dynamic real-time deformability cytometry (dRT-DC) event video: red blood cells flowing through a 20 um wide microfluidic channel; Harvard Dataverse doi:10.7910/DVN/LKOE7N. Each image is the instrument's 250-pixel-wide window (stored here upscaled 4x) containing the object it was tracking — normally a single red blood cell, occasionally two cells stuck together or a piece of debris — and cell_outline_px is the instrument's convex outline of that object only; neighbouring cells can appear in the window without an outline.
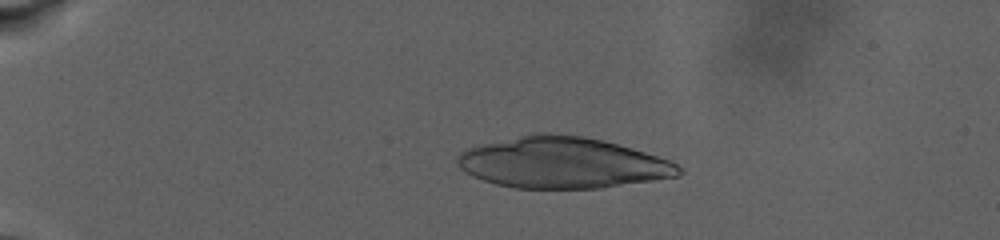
{"species": "human", "species_latin": "Homo sapiens", "temperature_condition": "warm", "stored_images_in_passage": 60, "camera_frame_rate_fps": 3000, "um_per_image_px": 0.085, "donor": {"sex": "male"}, "frame": {"image": 1, "passage_image": 10, "time_ms": 3.333, "image_size_px": [1000, 240], "cell_outline_px": [[684, 172], [680, 176], [600, 188], [516, 188], [496, 184], [472, 176], [460, 168], [456, 160], [456, 156], [460, 152], [468, 148], [480, 144], [528, 132], [560, 132], [584, 136], [604, 140], [632, 148], [668, 160], [684, 168]], "centroid_in_image_um": [47.78, 13.8], "position_along_channel_um": 37.2, "area_um2": 66.59}}